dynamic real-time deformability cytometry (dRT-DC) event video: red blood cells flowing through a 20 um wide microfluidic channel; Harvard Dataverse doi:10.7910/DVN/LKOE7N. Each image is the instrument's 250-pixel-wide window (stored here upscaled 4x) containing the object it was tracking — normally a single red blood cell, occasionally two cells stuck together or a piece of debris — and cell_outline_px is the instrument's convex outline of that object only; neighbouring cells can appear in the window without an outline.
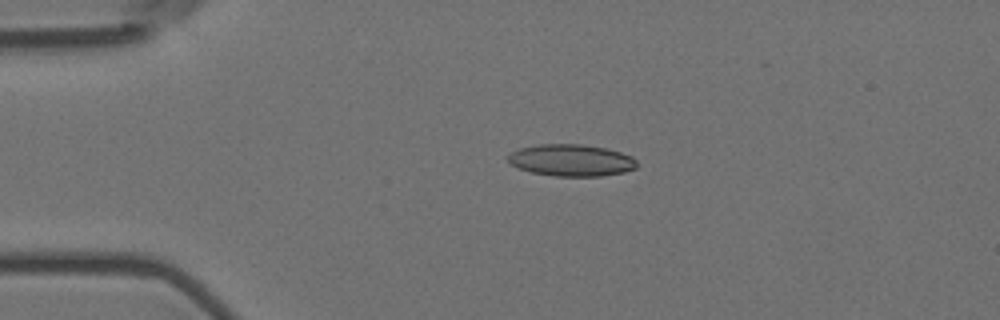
{"species": "Egyptian fruit bat (a non-hibernating species)", "species_latin": "Rousettus aegyptiacus", "temperature_condition": "room temperature", "stored_images_in_passage": 5, "camera_frame_rate_fps": 3000, "um_per_image_px": 0.085, "animal": {"sex": "female"}, "frame": {"image": 1, "passage_image": 4, "time_ms": 1.0, "image_size_px": [1000, 320], "cell_outline_px": [[636, 168], [624, 172], [600, 176], [556, 176], [532, 172], [516, 168], [508, 160], [508, 156], [512, 152], [520, 148], [536, 144], [580, 144], [608, 148], [632, 156], [636, 160]], "centroid_in_image_um": [48.56, 13.61], "position_along_channel_um": 36.4, "area_um2": 23.93}}